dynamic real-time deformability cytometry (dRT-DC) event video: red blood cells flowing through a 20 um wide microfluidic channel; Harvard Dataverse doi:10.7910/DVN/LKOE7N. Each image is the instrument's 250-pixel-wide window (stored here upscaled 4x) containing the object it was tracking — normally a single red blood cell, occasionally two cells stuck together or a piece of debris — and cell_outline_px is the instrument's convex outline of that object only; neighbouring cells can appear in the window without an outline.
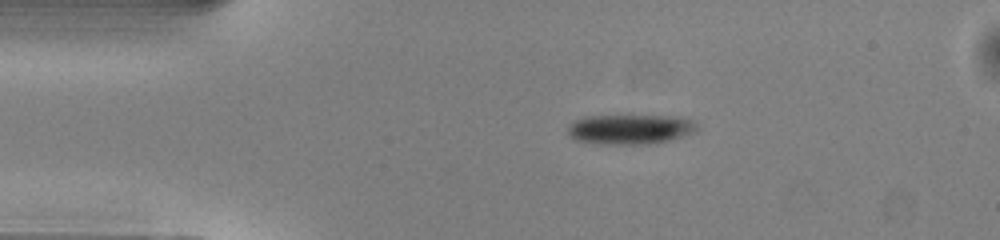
{"species": "common noctule bat (a hibernating species)", "species_latin": "Nyctalus noctula", "temperature_condition": "warm", "stored_images_in_passage": 42, "camera_frame_rate_fps": 3000, "um_per_image_px": 0.085, "animal": {"sex": "male", "body_mass_g": 13.0, "forearm_length_mm": 53.1}, "frame": {"image": 1, "passage_image": 1, "time_ms": 0.0, "image_size_px": [1000, 240], "cell_outline_px": [[700, 128], [696, 132], [672, 140], [648, 144], [596, 144], [576, 140], [568, 136], [568, 124], [584, 116], [680, 116], [696, 120]], "centroid_in_image_um": [53.62, 10.98], "position_along_channel_um": 31.4, "area_um2": 23.0}}
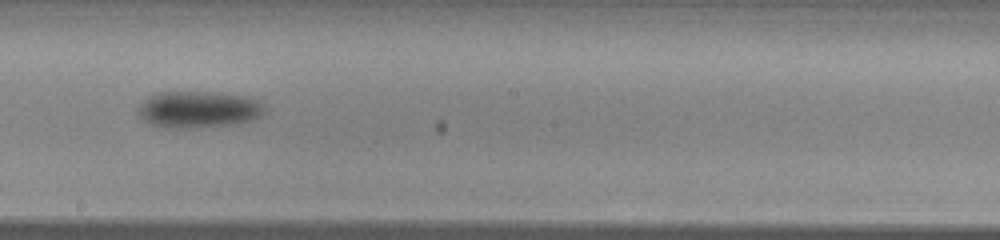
{"frame": {"image": 2, "passage_image": 19, "time_ms": 6.0, "image_size_px": [1000, 240], "cell_outline_px": [[268, 112], [264, 116], [252, 120], [236, 124], [196, 128], [164, 128], [148, 124], [136, 112], [136, 108], [144, 100], [160, 92], [220, 92], [252, 96], [260, 100], [264, 104]], "centroid_in_image_um": [16.96, 9.31], "position_along_channel_um": 231.2, "area_um2": 27.98}}
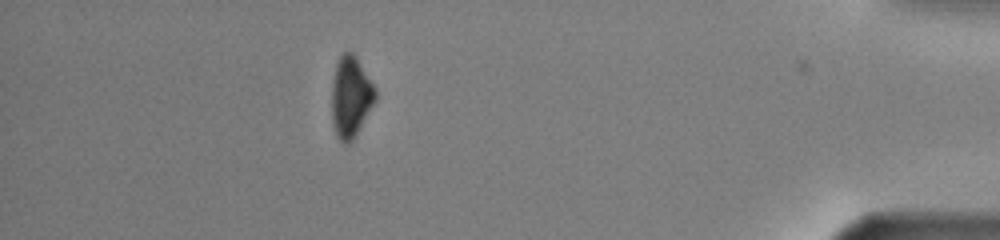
{"frame": {"image": 3, "passage_image": 36, "time_ms": 11.667, "image_size_px": [1000, 240], "cell_outline_px": [[376, 100], [356, 136], [348, 144], [344, 144], [336, 136], [332, 120], [332, 84], [336, 64], [340, 56], [344, 52], [352, 52], [356, 56], [376, 88]], "centroid_in_image_um": [29.82, 8.25], "position_along_channel_um": 405.4, "area_um2": 20.69}, "authors_computed_cell_mechanics": {"area_um2": 24.8251, "velocity_mm_per_s": 4.0486, "shape_relaxation_time_tau1_ms": 2.0357, "shape_relaxation_time_tau2_ms": null, "deformation_change_tau1": 0.1127, "deformation_change_tau2": null}}